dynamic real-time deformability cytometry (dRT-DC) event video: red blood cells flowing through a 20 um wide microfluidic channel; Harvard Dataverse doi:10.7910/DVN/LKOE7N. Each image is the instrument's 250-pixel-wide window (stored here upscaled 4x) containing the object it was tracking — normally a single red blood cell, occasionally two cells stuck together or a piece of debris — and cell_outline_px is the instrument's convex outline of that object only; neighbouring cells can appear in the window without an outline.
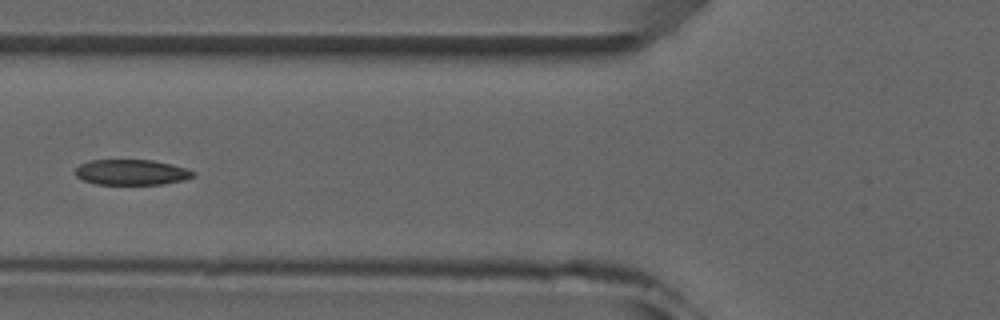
{"species": "common noctule bat (a hibernating species)", "species_latin": "Nyctalus noctula", "temperature_condition": "room temperature", "stored_images_in_passage": 6, "camera_frame_rate_fps": 3000, "um_per_image_px": 0.085, "animal": {"sex": "male", "forearm_length_mm": 52.5}, "frame": {"image": 1, "passage_image": 6, "time_ms": 6.333, "image_size_px": [1000, 320], "cell_outline_px": [[196, 176], [184, 180], [160, 184], [96, 184], [84, 180], [76, 176], [76, 168], [80, 164], [88, 160], [152, 160], [172, 164], [188, 168], [196, 172]], "centroid_in_image_um": [11.22, 14.63], "position_along_channel_um": 114.6, "area_um2": 17.57}}